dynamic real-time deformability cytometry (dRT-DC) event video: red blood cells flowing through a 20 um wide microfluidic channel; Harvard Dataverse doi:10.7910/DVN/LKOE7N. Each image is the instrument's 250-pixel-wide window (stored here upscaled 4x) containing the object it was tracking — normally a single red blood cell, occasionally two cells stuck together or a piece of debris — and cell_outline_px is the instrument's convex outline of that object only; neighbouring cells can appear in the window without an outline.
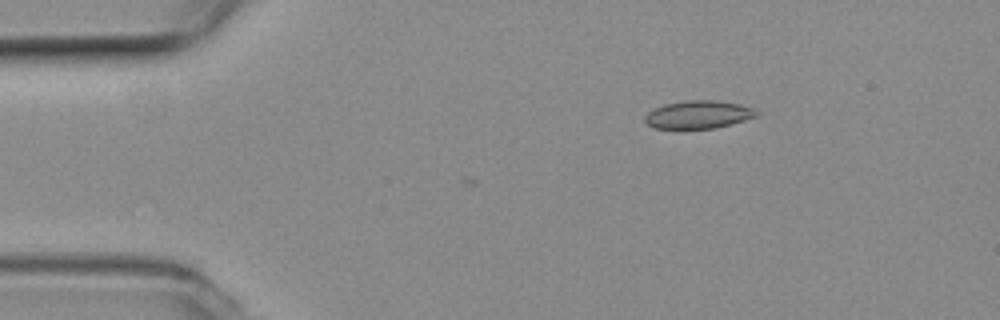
{"species": "common noctule bat (a hibernating species)", "species_latin": "Nyctalus noctula", "temperature_condition": "room temperature", "stored_images_in_passage": 3, "camera_frame_rate_fps": 3000, "um_per_image_px": 0.085, "animal": {"sex": "female", "body_mass_g": 19.3, "forearm_length_mm": 54.1}, "frame": {"image": 1, "passage_image": 1, "time_ms": 0.0, "image_size_px": [1000, 320], "cell_outline_px": [[760, 116], [732, 124], [716, 128], [656, 128], [648, 124], [644, 120], [644, 116], [648, 112], [664, 104], [688, 100], [716, 100], [740, 104], [756, 108], [760, 112]], "centroid_in_image_um": [59.45, 9.73], "position_along_channel_um": 25.5, "area_um2": 18.32}}